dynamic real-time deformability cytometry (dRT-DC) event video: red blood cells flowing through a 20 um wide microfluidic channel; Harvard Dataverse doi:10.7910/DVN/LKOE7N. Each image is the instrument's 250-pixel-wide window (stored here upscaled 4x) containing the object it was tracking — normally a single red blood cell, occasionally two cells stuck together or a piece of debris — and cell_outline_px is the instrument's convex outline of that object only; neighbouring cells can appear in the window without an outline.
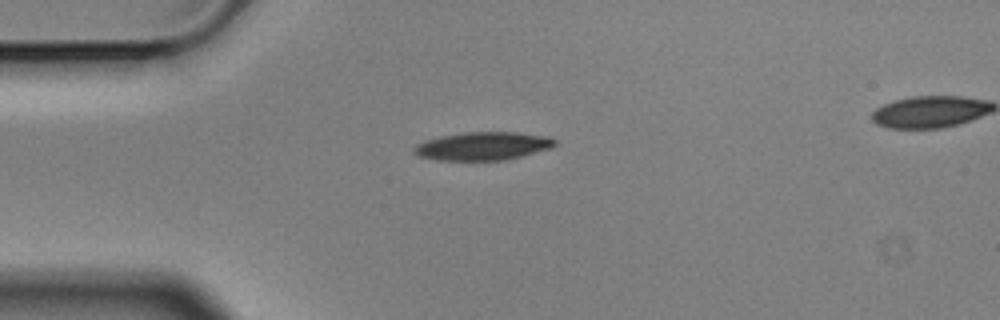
{"species": "Egyptian fruit bat (a non-hibernating species)", "species_latin": "Rousettus aegyptiacus", "temperature_condition": "cold", "stored_images_in_passage": 8, "camera_frame_rate_fps": 3000, "um_per_image_px": 0.085, "animal": {"sex": "male"}, "frame": {"image": 1, "passage_image": 1, "time_ms": 0.0, "image_size_px": [1000, 320], "cell_outline_px": [[556, 144], [552, 148], [504, 160], [436, 160], [416, 156], [412, 152], [412, 148], [416, 144], [424, 140], [440, 136], [464, 132], [516, 132], [548, 136], [556, 140]], "centroid_in_image_um": [40.99, 12.41], "position_along_channel_um": 44.0, "area_um2": 23.35}}
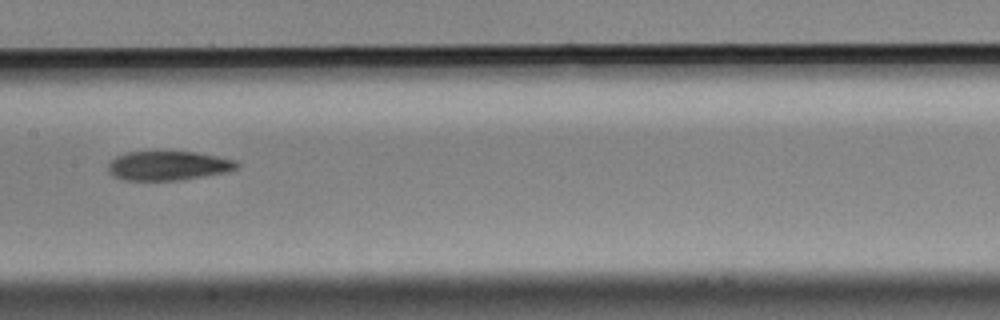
{"frame": {"image": 2, "passage_image": 5, "time_ms": 1.333, "image_size_px": [1000, 320], "cell_outline_px": [[240, 164], [236, 168], [228, 172], [180, 180], [124, 180], [112, 176], [108, 172], [108, 164], [116, 156], [128, 152], [196, 152], [236, 160]], "centroid_in_image_um": [14.29, 14.09], "position_along_channel_um": 193.1, "area_um2": 21.91}}
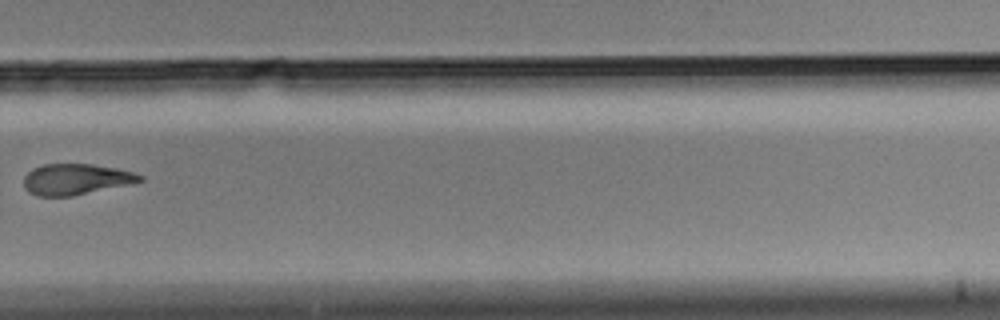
{"frame": {"image": 3, "passage_image": 8, "time_ms": 2.333, "image_size_px": [1000, 320], "cell_outline_px": [[144, 180], [72, 196], [36, 196], [28, 192], [24, 188], [24, 176], [32, 168], [44, 164], [92, 164], [116, 168], [132, 172], [144, 176]], "centroid_in_image_um": [6.39, 15.23], "position_along_channel_um": 323.4, "area_um2": 20.75}}